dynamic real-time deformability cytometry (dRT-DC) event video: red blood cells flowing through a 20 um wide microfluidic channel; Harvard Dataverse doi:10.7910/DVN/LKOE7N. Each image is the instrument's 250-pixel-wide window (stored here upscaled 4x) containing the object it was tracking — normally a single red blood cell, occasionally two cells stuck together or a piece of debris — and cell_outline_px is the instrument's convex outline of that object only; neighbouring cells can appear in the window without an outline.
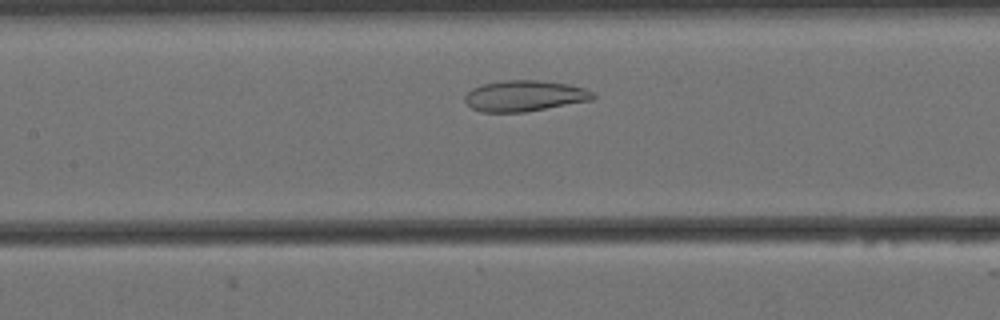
{"species": "Egyptian fruit bat (a non-hibernating species)", "species_latin": "Rousettus aegyptiacus", "temperature_condition": "cold", "stored_images_in_passage": 46, "camera_frame_rate_fps": 3000, "um_per_image_px": 0.085, "animal": {"sex": "female"}, "frame": {"image": 1, "passage_image": 14, "time_ms": 4.333, "image_size_px": [1000, 320], "cell_outline_px": [[596, 96], [592, 100], [524, 112], [480, 112], [472, 108], [464, 100], [464, 96], [472, 88], [484, 84], [504, 80], [540, 80], [568, 84], [584, 88], [592, 92]], "centroid_in_image_um": [44.58, 8.15], "position_along_channel_um": 162.8, "area_um2": 23.0}}
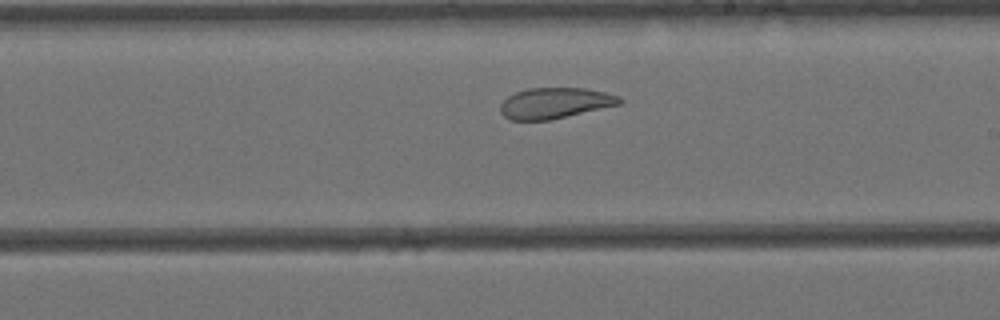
{"frame": {"image": 2, "passage_image": 21, "time_ms": 6.667, "image_size_px": [1000, 320], "cell_outline_px": [[624, 100], [620, 104], [552, 120], [508, 120], [500, 112], [500, 104], [508, 96], [516, 92], [528, 88], [584, 88], [604, 92], [620, 96]], "centroid_in_image_um": [47.16, 8.77], "position_along_channel_um": 241.8, "area_um2": 21.5}}
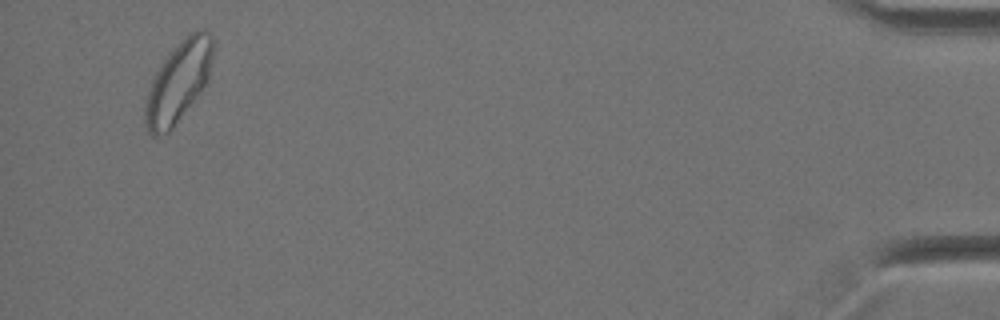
{"frame": {"image": 3, "passage_image": 44, "time_ms": 14.333, "image_size_px": [1000, 320], "cell_outline_px": [[212, 60], [208, 84], [172, 128], [168, 132], [160, 136], [152, 136], [148, 132], [144, 120], [144, 100], [152, 76], [168, 52], [180, 40], [192, 32], [208, 32], [212, 36]], "centroid_in_image_um": [15.12, 7.0], "position_along_channel_um": 420.1, "area_um2": 32.25}, "authors_computed_cell_mechanics": {"area_um2": 25.6343, "velocity_mm_per_s": 3.4148, "shape_relaxation_time_tau1_ms": null, "shape_relaxation_time_tau2_ms": 4.1739, "deformation_change_tau1": null, "deformation_change_tau2": 0.0894}}